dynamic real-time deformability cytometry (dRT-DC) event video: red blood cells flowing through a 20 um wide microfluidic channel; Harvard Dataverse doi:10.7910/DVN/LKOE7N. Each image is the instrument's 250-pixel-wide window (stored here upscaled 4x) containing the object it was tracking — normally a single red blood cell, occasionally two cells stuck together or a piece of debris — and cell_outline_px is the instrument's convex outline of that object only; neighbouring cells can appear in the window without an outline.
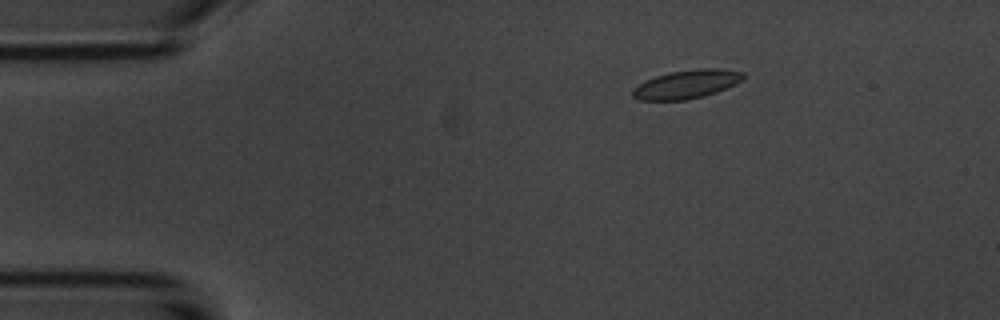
{"species": "common noctule bat (a hibernating species)", "species_latin": "Nyctalus noctula", "temperature_condition": "room temperature", "stored_images_in_passage": 47, "camera_frame_rate_fps": 3000, "um_per_image_px": 0.085, "animal": {"sex": "male", "body_mass_g": 20.1, "forearm_length_mm": 53.5}, "frame": {"image": 1, "passage_image": 1, "time_ms": 0.0, "image_size_px": [1000, 320], "cell_outline_px": [[744, 80], [736, 84], [716, 92], [704, 96], [684, 100], [640, 100], [632, 96], [632, 88], [656, 76], [668, 72], [700, 68], [720, 68], [744, 72]], "centroid_in_image_um": [58.4, 7.15], "position_along_channel_um": 26.6, "area_um2": 18.44}}
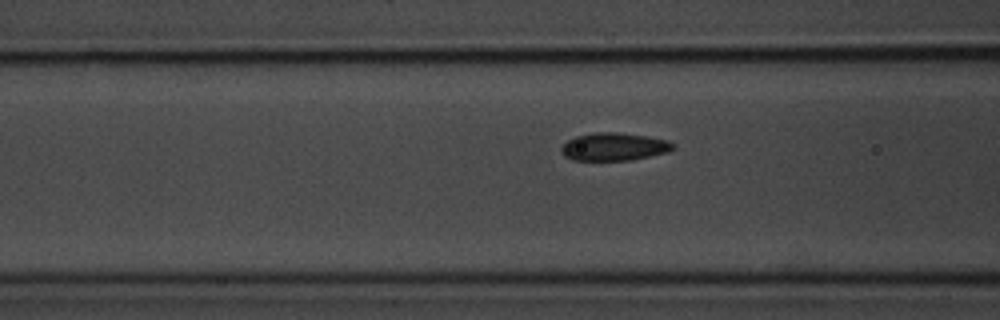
{"frame": {"image": 2, "passage_image": 13, "time_ms": 4.0, "image_size_px": [1000, 320], "cell_outline_px": [[676, 148], [668, 152], [632, 160], [572, 160], [564, 156], [560, 152], [560, 148], [568, 140], [576, 136], [596, 132], [616, 132], [648, 136], [668, 140], [676, 144]], "centroid_in_image_um": [52.22, 12.47], "position_along_channel_um": 114.4, "area_um2": 18.32}}
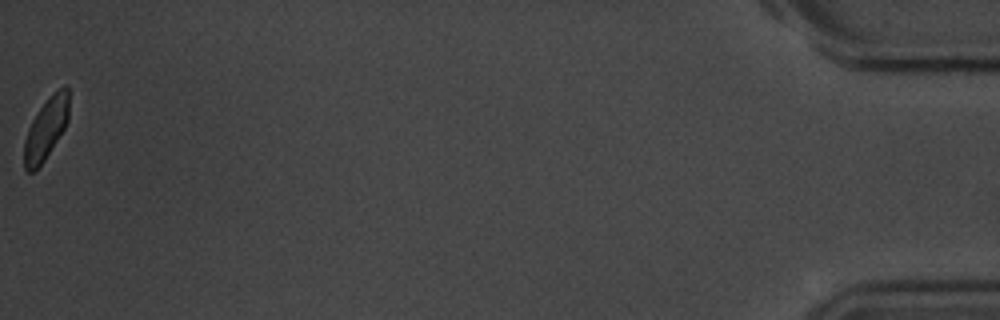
{"frame": {"image": 3, "passage_image": 47, "time_ms": 15.333, "image_size_px": [1000, 320], "cell_outline_px": [[68, 120], [64, 128], [44, 160], [32, 172], [28, 172], [24, 168], [24, 140], [28, 128], [32, 120], [40, 108], [52, 92], [64, 84], [68, 88]], "centroid_in_image_um": [3.9, 10.9], "position_along_channel_um": 431.3, "area_um2": 15.84}, "authors_computed_cell_mechanics": {"area_um2": 18.0336, "velocity_mm_per_s": 3.6681, "shape_relaxation_time_tau1_ms": 3.0471, "shape_relaxation_time_tau2_ms": 0.9668, "deformation_change_tau1": 0.0723, "deformation_change_tau2": 0.0517}}